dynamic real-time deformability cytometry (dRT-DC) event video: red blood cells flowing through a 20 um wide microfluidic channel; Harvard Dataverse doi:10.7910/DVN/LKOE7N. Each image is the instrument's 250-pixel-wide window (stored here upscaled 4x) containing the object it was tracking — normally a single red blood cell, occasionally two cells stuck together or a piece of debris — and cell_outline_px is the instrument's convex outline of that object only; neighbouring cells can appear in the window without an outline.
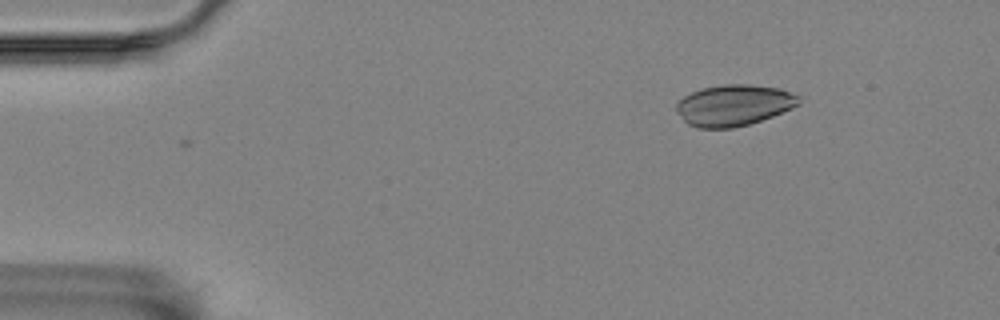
{"species": "Egyptian fruit bat (a non-hibernating species)", "species_latin": "Rousettus aegyptiacus", "temperature_condition": "room temperature", "stored_images_in_passage": 2, "camera_frame_rate_fps": 3000, "um_per_image_px": 0.085, "animal": {"sex": "female"}, "frame": {"image": 1, "passage_image": 1, "time_ms": 0.0, "image_size_px": [1000, 320], "cell_outline_px": [[800, 104], [792, 108], [772, 116], [748, 124], [732, 128], [696, 128], [688, 124], [684, 120], [676, 108], [676, 104], [684, 96], [692, 92], [704, 88], [724, 84], [748, 84], [780, 88], [800, 96]], "centroid_in_image_um": [62.4, 8.94], "position_along_channel_um": 22.6, "area_um2": 29.19}}